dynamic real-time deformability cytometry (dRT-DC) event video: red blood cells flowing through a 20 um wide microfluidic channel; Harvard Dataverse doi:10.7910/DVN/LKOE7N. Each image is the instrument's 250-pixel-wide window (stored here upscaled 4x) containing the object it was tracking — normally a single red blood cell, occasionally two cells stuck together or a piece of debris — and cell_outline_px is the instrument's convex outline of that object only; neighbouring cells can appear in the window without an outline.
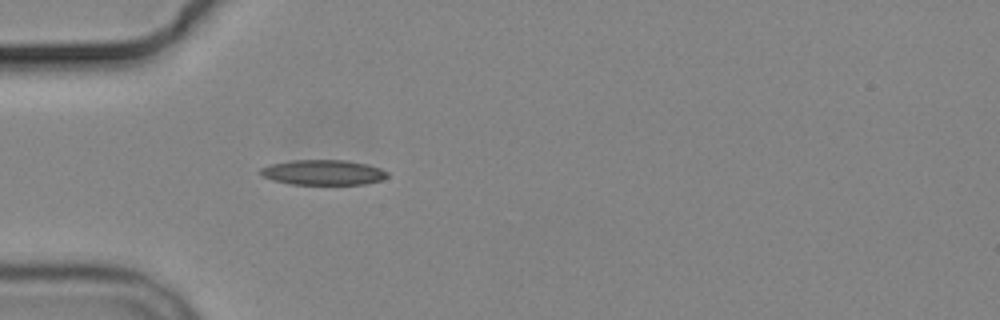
{"species": "common noctule bat (a hibernating species)", "species_latin": "Nyctalus noctula", "temperature_condition": "cold", "stored_images_in_passage": 1, "camera_frame_rate_fps": 3000, "um_per_image_px": 0.085, "animal": {"sex": "male", "body_mass_g": 19.2, "forearm_length_mm": 51.8}, "frame": {"image": 1, "passage_image": 1, "time_ms": 0.0, "image_size_px": [1000, 320], "cell_outline_px": [[388, 176], [380, 180], [364, 184], [292, 184], [272, 180], [264, 176], [260, 172], [260, 168], [268, 164], [292, 160], [344, 160], [368, 164], [380, 168], [388, 172]], "centroid_in_image_um": [27.46, 14.64], "position_along_channel_um": 57.5, "area_um2": 18.55}}